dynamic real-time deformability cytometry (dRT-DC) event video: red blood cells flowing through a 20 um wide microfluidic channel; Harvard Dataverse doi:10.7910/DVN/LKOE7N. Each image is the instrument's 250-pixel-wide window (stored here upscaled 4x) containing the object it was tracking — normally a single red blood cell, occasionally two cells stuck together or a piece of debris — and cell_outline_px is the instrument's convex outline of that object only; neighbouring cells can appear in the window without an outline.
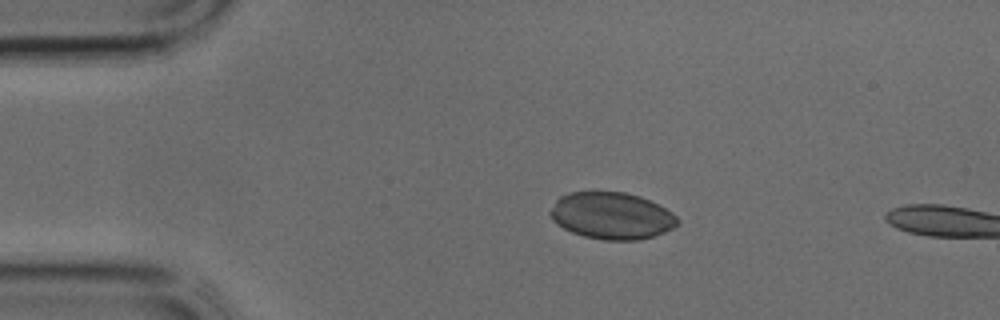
{"species": "common noctule bat (a hibernating species)", "species_latin": "Nyctalus noctula", "temperature_condition": "cold", "stored_images_in_passage": 22, "camera_frame_rate_fps": 3000, "um_per_image_px": 0.085, "animal": {"sex": "male", "body_mass_g": 17.9, "forearm_length_mm": 54.2}, "frame": {"image": 1, "passage_image": 1, "time_ms": 0.0, "image_size_px": [1000, 320], "cell_outline_px": [[680, 220], [672, 228], [664, 232], [652, 236], [636, 240], [604, 240], [584, 236], [572, 232], [556, 224], [552, 220], [548, 212], [556, 200], [560, 196], [568, 192], [624, 192], [640, 196], [672, 212]], "centroid_in_image_um": [51.95, 18.33], "position_along_channel_um": 33.1, "area_um2": 34.62}}
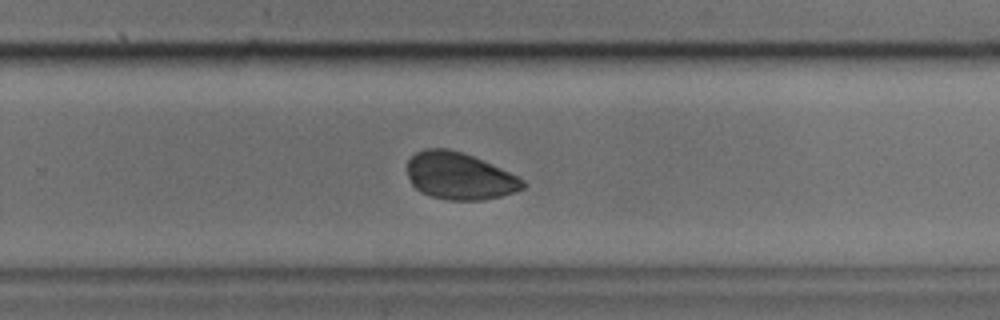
{"frame": {"image": 2, "passage_image": 18, "time_ms": 5.667, "image_size_px": [1000, 320], "cell_outline_px": [[524, 188], [516, 192], [500, 196], [480, 200], [448, 200], [432, 196], [420, 192], [412, 184], [408, 176], [408, 160], [416, 152], [424, 148], [448, 148], [464, 152], [500, 168], [524, 180]], "centroid_in_image_um": [39.03, 14.95], "position_along_channel_um": 290.8, "area_um2": 31.56}}
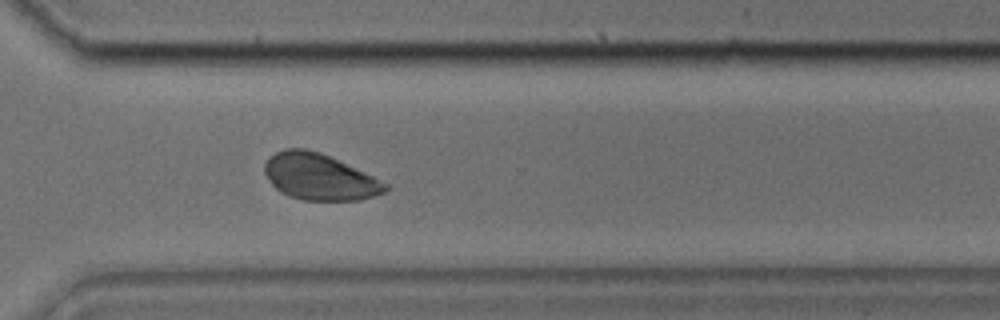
{"frame": {"image": 3, "passage_image": 21, "time_ms": 6.667, "image_size_px": [1000, 320], "cell_outline_px": [[388, 188], [384, 192], [360, 200], [304, 200], [288, 196], [280, 192], [272, 184], [264, 172], [264, 164], [268, 156], [284, 148], [304, 148], [320, 152], [372, 176], [388, 184]], "centroid_in_image_um": [27.1, 15.03], "position_along_channel_um": 343.5, "area_um2": 32.31}}